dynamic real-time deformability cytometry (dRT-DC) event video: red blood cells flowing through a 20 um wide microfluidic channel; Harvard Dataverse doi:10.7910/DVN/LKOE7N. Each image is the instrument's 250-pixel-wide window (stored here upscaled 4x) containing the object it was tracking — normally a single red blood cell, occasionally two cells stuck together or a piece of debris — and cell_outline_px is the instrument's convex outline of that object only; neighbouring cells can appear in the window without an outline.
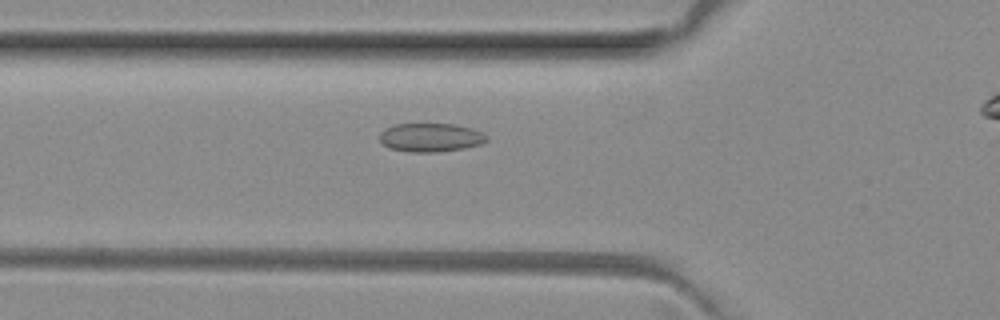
{"species": "common noctule bat (a hibernating species)", "species_latin": "Nyctalus noctula", "temperature_condition": "room temperature", "stored_images_in_passage": 41, "camera_frame_rate_fps": 3000, "um_per_image_px": 0.085, "animal": {"sex": "female", "body_mass_g": 29.2, "forearm_length_mm": 56.3}, "frame": {"image": 1, "passage_image": 14, "time_ms": 4.333, "image_size_px": [1000, 320], "cell_outline_px": [[488, 140], [480, 144], [464, 148], [436, 152], [412, 152], [388, 148], [380, 140], [380, 132], [384, 128], [396, 124], [456, 124], [472, 128], [488, 136]], "centroid_in_image_um": [36.59, 11.68], "position_along_channel_um": 89.2, "area_um2": 17.86}}
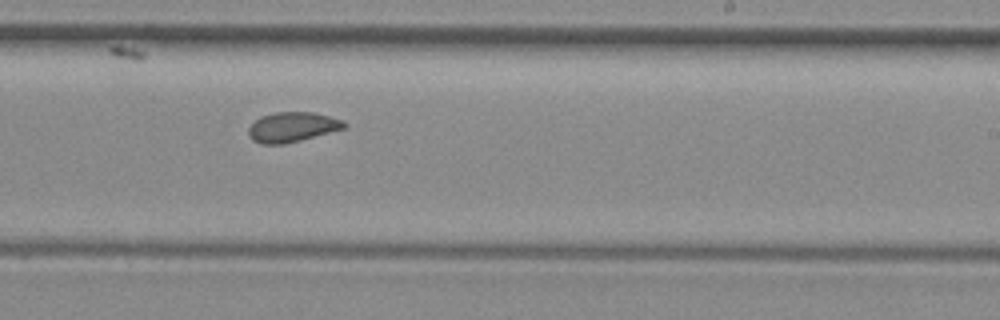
{"frame": {"image": 2, "passage_image": 27, "time_ms": 8.667, "image_size_px": [1000, 320], "cell_outline_px": [[348, 124], [344, 128], [300, 140], [280, 144], [260, 144], [252, 140], [248, 136], [248, 128], [260, 116], [276, 112], [312, 112], [328, 116], [340, 120]], "centroid_in_image_um": [24.78, 10.8], "position_along_channel_um": 264.2, "area_um2": 16.42}}
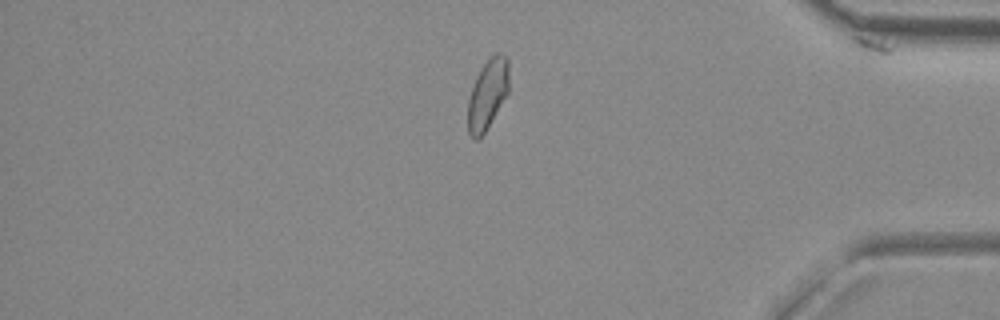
{"frame": {"image": 3, "passage_image": 39, "time_ms": 12.667, "image_size_px": [1000, 320], "cell_outline_px": [[508, 92], [484, 132], [476, 140], [472, 140], [468, 132], [468, 100], [476, 76], [480, 68], [496, 52], [504, 52], [508, 56]], "centroid_in_image_um": [41.44, 7.97], "position_along_channel_um": 393.8, "area_um2": 16.59}, "authors_computed_cell_mechanics": {"area_um2": 17.051, "velocity_mm_per_s": 4.0413, "shape_relaxation_time_tau1_ms": null, "shape_relaxation_time_tau2_ms": 1.7576, "deformation_change_tau1": null, "deformation_change_tau2": 0.0677}}